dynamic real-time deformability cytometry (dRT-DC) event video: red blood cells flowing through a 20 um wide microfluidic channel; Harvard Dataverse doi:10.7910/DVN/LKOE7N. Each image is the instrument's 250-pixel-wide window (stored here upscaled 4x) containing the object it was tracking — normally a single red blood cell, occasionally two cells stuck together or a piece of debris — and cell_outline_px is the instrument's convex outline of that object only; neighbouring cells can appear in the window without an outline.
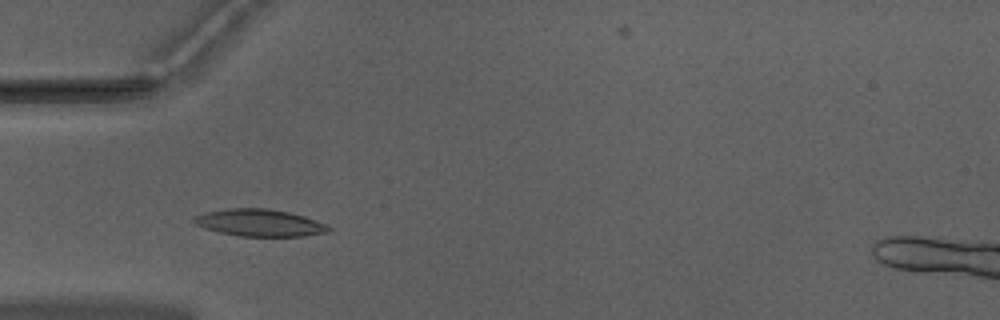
{"species": "Egyptian fruit bat (a non-hibernating species)", "species_latin": "Rousettus aegyptiacus", "temperature_condition": "warm", "stored_images_in_passage": 46, "camera_frame_rate_fps": 3000, "um_per_image_px": 0.085, "animal": {"sex": "male"}, "frame": {"image": 1, "passage_image": 9, "time_ms": 2.667, "image_size_px": [1000, 320], "cell_outline_px": [[332, 228], [328, 232], [304, 236], [240, 236], [220, 232], [204, 228], [196, 224], [192, 220], [196, 216], [204, 212], [224, 208], [268, 208], [288, 212], [304, 216], [328, 224]], "centroid_in_image_um": [22.08, 18.93], "position_along_channel_um": 62.9, "area_um2": 21.33}}
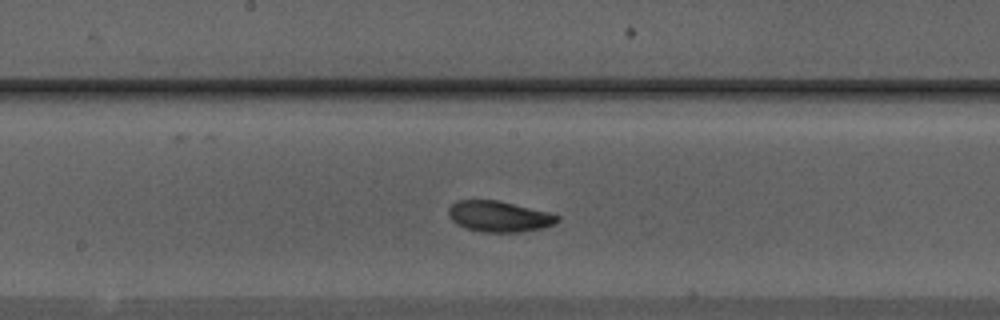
{"frame": {"image": 2, "passage_image": 20, "time_ms": 6.333, "image_size_px": [1000, 320], "cell_outline_px": [[560, 220], [544, 228], [524, 232], [480, 232], [468, 228], [452, 220], [448, 216], [448, 208], [456, 200], [496, 200], [548, 212], [560, 216]], "centroid_in_image_um": [42.43, 18.4], "position_along_channel_um": 205.8, "area_um2": 19.48}}
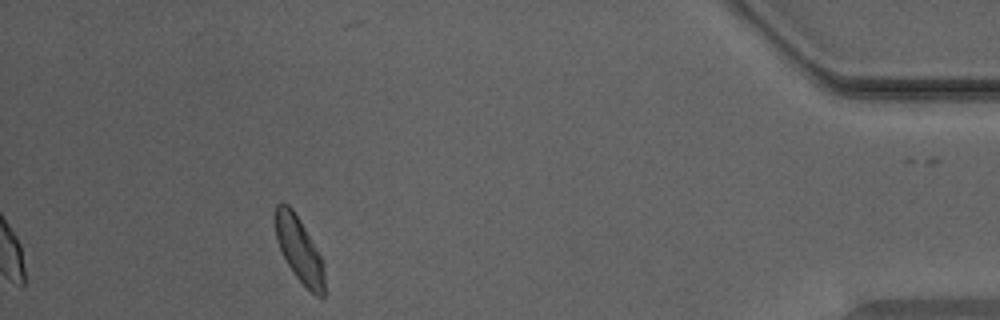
{"frame": {"image": 3, "passage_image": 40, "time_ms": 13.0, "image_size_px": [1000, 320], "cell_outline_px": [[324, 296], [316, 296], [296, 276], [288, 264], [276, 240], [276, 204], [280, 200], [288, 204], [292, 208], [300, 220], [320, 256], [324, 268]], "centroid_in_image_um": [25.42, 21.18], "position_along_channel_um": 409.8, "area_um2": 18.09}, "authors_computed_cell_mechanics": {"area_um2": 19.3341, "velocity_mm_per_s": 3.9451, "shape_relaxation_time_tau1_ms": 2.2518, "shape_relaxation_time_tau2_ms": 2.1552, "deformation_change_tau1": 0.137, "deformation_change_tau2": 0.0715}}